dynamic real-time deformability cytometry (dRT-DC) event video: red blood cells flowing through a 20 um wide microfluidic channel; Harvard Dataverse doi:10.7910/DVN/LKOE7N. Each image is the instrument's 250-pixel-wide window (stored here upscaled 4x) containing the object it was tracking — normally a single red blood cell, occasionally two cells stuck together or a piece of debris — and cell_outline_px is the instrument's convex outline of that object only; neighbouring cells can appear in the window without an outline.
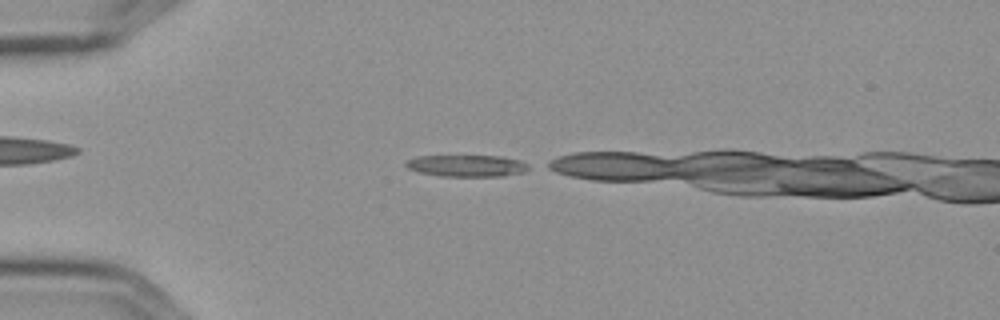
{"species": "Egyptian fruit bat (a non-hibernating species)", "species_latin": "Rousettus aegyptiacus", "temperature_condition": "cold", "stored_images_in_passage": 10, "camera_frame_rate_fps": 3000, "um_per_image_px": 0.085, "frame": {"image": 1, "passage_image": 1, "time_ms": 0.0, "image_size_px": [1000, 320], "cell_outline_px": [[532, 168], [524, 172], [504, 176], [440, 176], [420, 172], [408, 168], [404, 164], [404, 160], [416, 156], [500, 156], [520, 160], [528, 164]], "centroid_in_image_um": [39.69, 14.09], "position_along_channel_um": 45.3, "area_um2": 15.66}}